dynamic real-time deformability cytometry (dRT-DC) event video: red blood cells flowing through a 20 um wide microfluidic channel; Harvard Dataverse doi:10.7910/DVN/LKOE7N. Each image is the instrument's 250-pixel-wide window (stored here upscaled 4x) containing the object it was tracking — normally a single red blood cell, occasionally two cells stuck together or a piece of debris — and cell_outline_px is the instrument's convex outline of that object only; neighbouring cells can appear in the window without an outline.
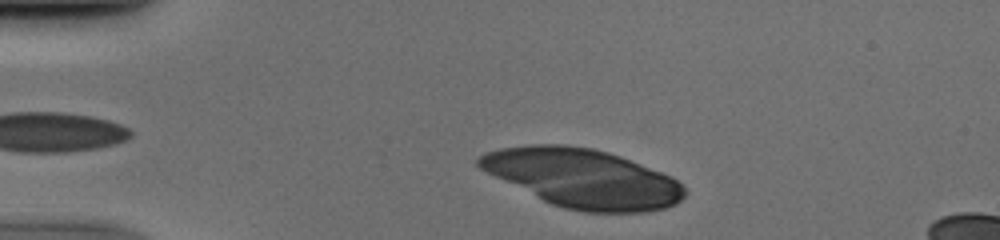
{"species": "human", "species_latin": "Homo sapiens", "temperature_condition": "cold", "stored_images_in_passage": 15, "camera_frame_rate_fps": 3000, "um_per_image_px": 0.085, "donor": {"sex": "male"}, "frame": {"image": 1, "passage_image": 3, "time_ms": 0.667, "image_size_px": [1000, 240], "cell_outline_px": [[684, 196], [676, 204], [668, 208], [648, 212], [584, 212], [564, 208], [552, 204], [480, 168], [476, 164], [476, 160], [484, 152], [500, 148], [532, 144], [564, 144], [592, 148], [608, 152], [620, 156], [672, 176], [684, 188]], "centroid_in_image_um": [49.57, 15.15], "position_along_channel_um": 35.4, "area_um2": 69.82}}